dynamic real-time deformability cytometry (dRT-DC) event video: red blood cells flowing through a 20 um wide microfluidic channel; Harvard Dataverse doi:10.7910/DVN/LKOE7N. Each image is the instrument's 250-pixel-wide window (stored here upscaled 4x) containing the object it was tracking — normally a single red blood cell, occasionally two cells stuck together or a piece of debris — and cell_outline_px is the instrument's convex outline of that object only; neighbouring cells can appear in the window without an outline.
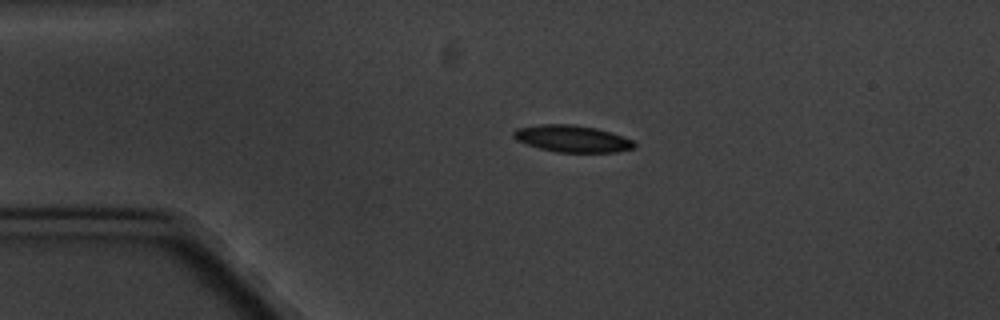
{"species": "common noctule bat (a hibernating species)", "species_latin": "Nyctalus noctula", "temperature_condition": "cold", "stored_images_in_passage": 3, "camera_frame_rate_fps": 3000, "um_per_image_px": 0.085, "animal": {"sex": "male", "body_mass_g": 20.1, "forearm_length_mm": 53.5}, "frame": {"image": 1, "passage_image": 2, "time_ms": 1.333, "image_size_px": [1000, 320], "cell_outline_px": [[636, 144], [632, 148], [616, 152], [556, 152], [540, 148], [516, 140], [512, 136], [512, 132], [516, 128], [540, 124], [576, 124], [596, 128], [612, 132], [624, 136], [632, 140]], "centroid_in_image_um": [48.63, 11.77], "position_along_channel_um": 36.4, "area_um2": 18.96}}